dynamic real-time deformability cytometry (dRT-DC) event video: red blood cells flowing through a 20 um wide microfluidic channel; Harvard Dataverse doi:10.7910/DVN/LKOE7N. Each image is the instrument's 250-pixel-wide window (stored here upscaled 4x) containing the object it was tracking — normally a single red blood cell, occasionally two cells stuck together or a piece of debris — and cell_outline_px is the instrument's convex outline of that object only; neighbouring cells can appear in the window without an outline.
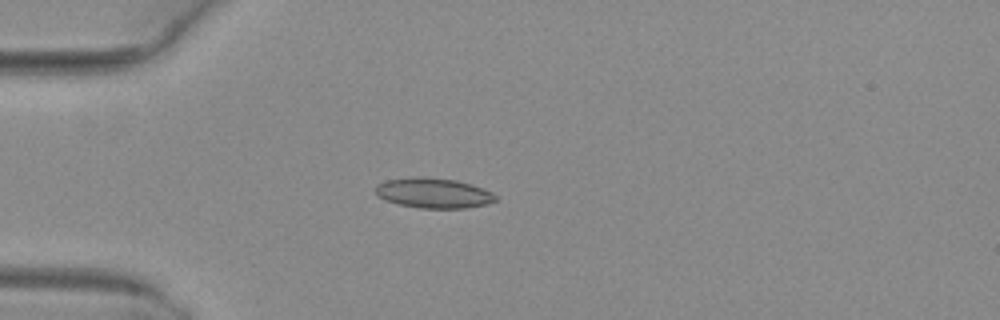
{"species": "common noctule bat (a hibernating species)", "species_latin": "Nyctalus noctula", "temperature_condition": "warm", "stored_images_in_passage": 4, "camera_frame_rate_fps": 3000, "um_per_image_px": 0.085, "animal": {"sex": "female", "body_mass_g": 29.2, "forearm_length_mm": 56.3}, "frame": {"image": 1, "passage_image": 3, "time_ms": 0.667, "image_size_px": [1000, 320], "cell_outline_px": [[496, 200], [488, 204], [464, 208], [420, 208], [400, 204], [384, 200], [376, 196], [376, 184], [388, 180], [412, 176], [424, 176], [456, 180], [472, 184], [484, 188], [492, 192], [496, 196]], "centroid_in_image_um": [36.84, 16.4], "position_along_channel_um": 48.2, "area_um2": 21.27}}